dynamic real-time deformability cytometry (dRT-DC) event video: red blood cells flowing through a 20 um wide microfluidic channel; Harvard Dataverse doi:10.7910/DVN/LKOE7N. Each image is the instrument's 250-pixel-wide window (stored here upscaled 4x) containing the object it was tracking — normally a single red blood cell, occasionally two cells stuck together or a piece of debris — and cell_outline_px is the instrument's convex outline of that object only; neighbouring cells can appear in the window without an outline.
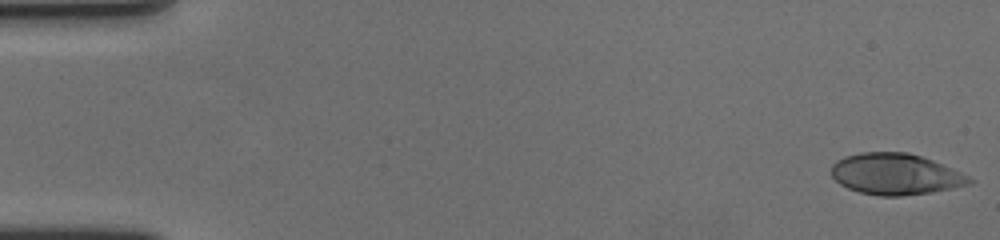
{"species": "human", "species_latin": "Homo sapiens", "temperature_condition": "cold", "stored_images_in_passage": 58, "camera_frame_rate_fps": 3000, "um_per_image_px": 0.085, "donor": {"sex": "female"}, "frame": {"image": 1, "passage_image": 1, "time_ms": 0.0, "image_size_px": [1000, 240], "cell_outline_px": [[976, 180], [972, 184], [932, 192], [900, 196], [880, 196], [860, 192], [848, 188], [840, 184], [832, 176], [832, 164], [836, 160], [844, 156], [860, 152], [908, 152], [932, 160], [960, 172]], "centroid_in_image_um": [76.12, 14.8], "position_along_channel_um": 8.9, "area_um2": 33.12}}
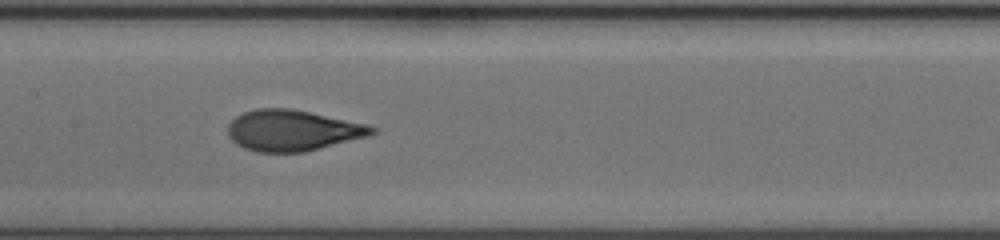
{"frame": {"image": 2, "passage_image": 29, "time_ms": 9.333, "image_size_px": [1000, 240], "cell_outline_px": [[380, 128], [376, 132], [368, 136], [304, 152], [256, 152], [244, 148], [236, 144], [228, 136], [228, 124], [236, 116], [244, 112], [256, 108], [292, 108], [364, 124]], "centroid_in_image_um": [24.84, 11.09], "position_along_channel_um": 182.6, "area_um2": 34.28}}
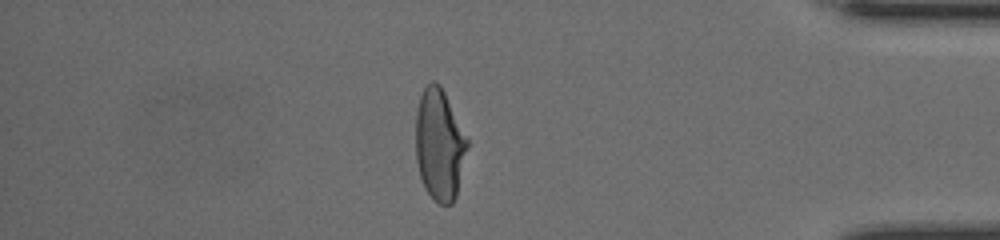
{"frame": {"image": 3, "passage_image": 50, "time_ms": 16.333, "image_size_px": [1000, 240], "cell_outline_px": [[468, 148], [456, 196], [452, 204], [440, 204], [428, 192], [420, 176], [416, 160], [416, 112], [420, 96], [424, 84], [432, 80], [436, 80], [440, 84], [468, 140]], "centroid_in_image_um": [37.34, 12.25], "position_along_channel_um": 397.9, "area_um2": 33.35}, "authors_computed_cell_mechanics": {"area_um2": 34.0731, "velocity_mm_per_s": 3.5695, "shape_relaxation_time_tau1_ms": 6.0752, "shape_relaxation_time_tau2_ms": 0.8733, "deformation_change_tau1": 0.2372, "deformation_change_tau2": 0.068}}